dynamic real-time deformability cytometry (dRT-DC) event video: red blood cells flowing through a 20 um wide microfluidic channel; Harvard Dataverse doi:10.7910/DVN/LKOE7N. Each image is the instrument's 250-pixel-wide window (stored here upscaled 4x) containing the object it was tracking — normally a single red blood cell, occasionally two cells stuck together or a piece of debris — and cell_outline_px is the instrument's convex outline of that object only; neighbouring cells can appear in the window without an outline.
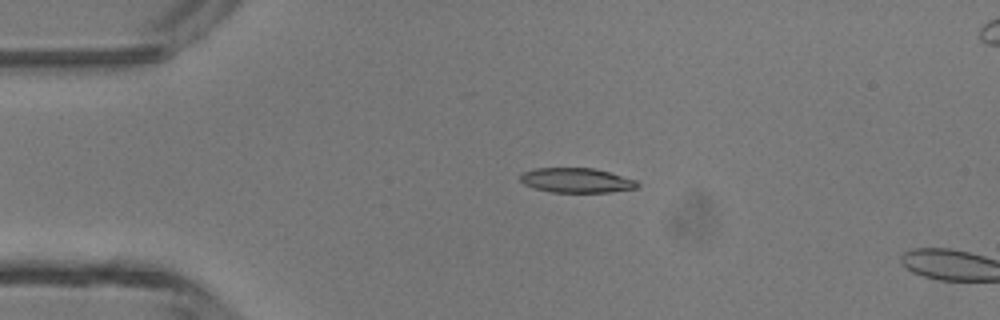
{"species": "common noctule bat (a hibernating species)", "species_latin": "Nyctalus noctula", "temperature_condition": "room temperature", "stored_images_in_passage": 38, "camera_frame_rate_fps": 3000, "um_per_image_px": 0.085, "animal": {"sex": "male", "body_mass_g": 13.3}, "frame": {"image": 1, "passage_image": 1, "time_ms": 0.0, "image_size_px": [1000, 320], "cell_outline_px": [[640, 184], [636, 188], [608, 192], [552, 192], [536, 188], [524, 184], [520, 180], [520, 176], [524, 172], [536, 168], [592, 168], [608, 172], [636, 180]], "centroid_in_image_um": [49.0, 15.33], "position_along_channel_um": 36.0, "area_um2": 16.59}}
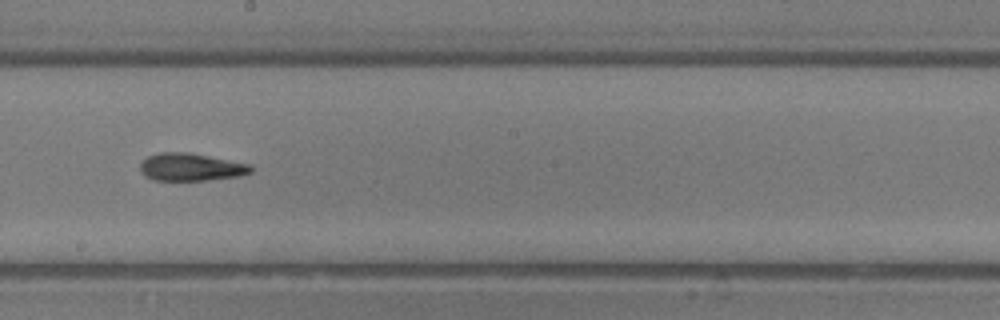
{"frame": {"image": 2, "passage_image": 17, "time_ms": 5.333, "image_size_px": [1000, 320], "cell_outline_px": [[252, 172], [240, 176], [208, 180], [152, 180], [144, 176], [140, 172], [140, 164], [148, 156], [160, 152], [188, 152], [252, 164]], "centroid_in_image_um": [16.23, 14.2], "position_along_channel_um": 232.0, "area_um2": 17.98}}
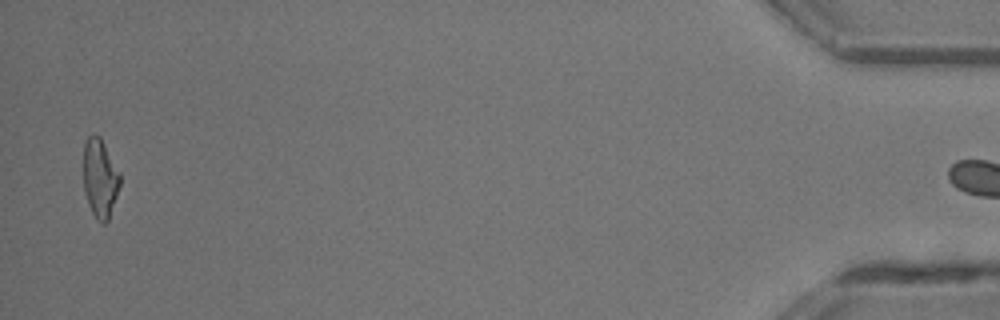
{"frame": {"image": 3, "passage_image": 37, "time_ms": 12.0, "image_size_px": [1000, 320], "cell_outline_px": [[120, 184], [108, 220], [104, 224], [100, 224], [96, 220], [88, 204], [84, 188], [84, 144], [88, 136], [100, 136], [120, 172]], "centroid_in_image_um": [8.5, 15.17], "position_along_channel_um": 426.7, "area_um2": 16.65}, "authors_computed_cell_mechanics": {"area_um2": 17.3689, "velocity_mm_per_s": 4.3593, "shape_relaxation_time_tau1_ms": 6.6755, "shape_relaxation_time_tau2_ms": 3.342, "deformation_change_tau1": 0.2579, "deformation_change_tau2": 0.1511}}